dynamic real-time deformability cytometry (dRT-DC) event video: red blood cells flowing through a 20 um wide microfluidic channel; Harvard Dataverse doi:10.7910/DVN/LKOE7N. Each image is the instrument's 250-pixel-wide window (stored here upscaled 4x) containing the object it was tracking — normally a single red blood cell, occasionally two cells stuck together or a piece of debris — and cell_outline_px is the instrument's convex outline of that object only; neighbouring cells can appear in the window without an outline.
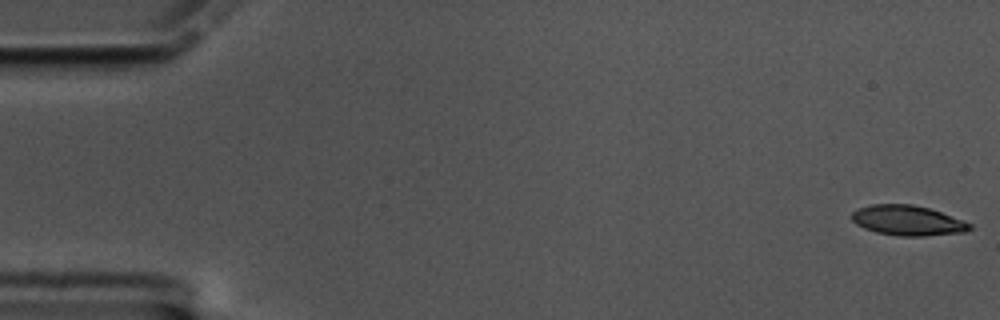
{"species": "common noctule bat (a hibernating species)", "species_latin": "Nyctalus noctula", "temperature_condition": "cold", "stored_images_in_passage": 59, "camera_frame_rate_fps": 3000, "um_per_image_px": 0.085, "animal": {"sex": "male", "body_mass_g": 17.5, "forearm_length_mm": 52.3}, "frame": {"image": 1, "passage_image": 1, "time_ms": 0.0, "image_size_px": [1000, 320], "cell_outline_px": [[972, 228], [964, 232], [924, 236], [900, 236], [876, 232], [864, 228], [856, 224], [852, 220], [852, 212], [856, 208], [872, 204], [912, 204], [928, 208], [940, 212], [972, 224]], "centroid_in_image_um": [77.11, 18.74], "position_along_channel_um": 7.9, "area_um2": 20.58}}
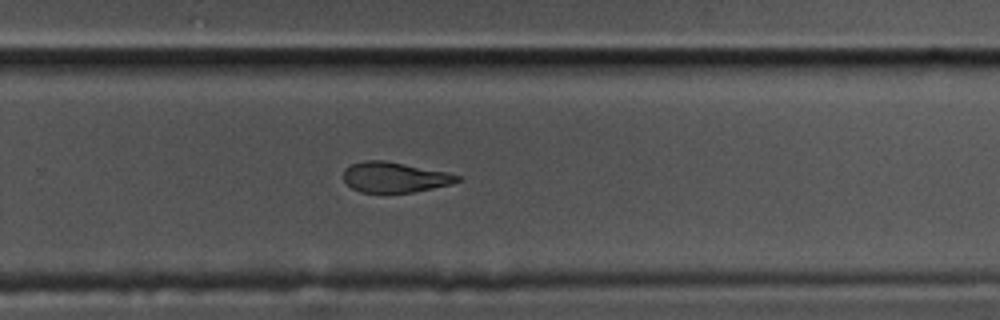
{"frame": {"image": 2, "passage_image": 39, "time_ms": 12.667, "image_size_px": [1000, 320], "cell_outline_px": [[460, 180], [452, 184], [412, 192], [360, 192], [352, 188], [344, 180], [344, 168], [352, 164], [364, 160], [384, 160], [448, 172], [460, 176]], "centroid_in_image_um": [33.54, 15.05], "position_along_channel_um": 296.3, "area_um2": 20.0}}
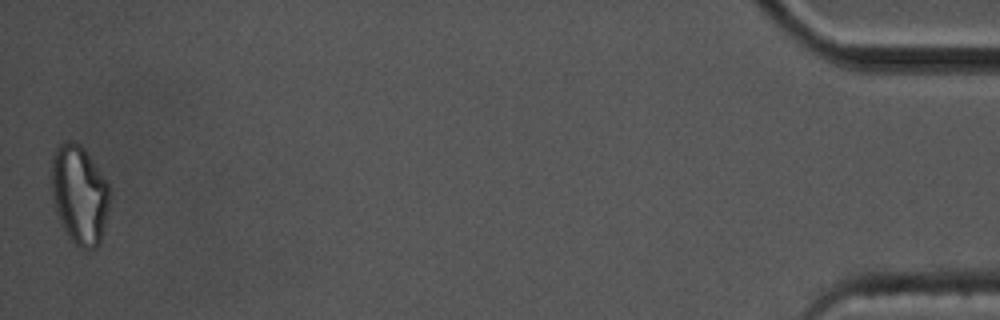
{"frame": {"image": 3, "passage_image": 59, "time_ms": 19.333, "image_size_px": [1000, 320], "cell_outline_px": [[108, 204], [100, 244], [96, 248], [88, 252], [80, 248], [68, 236], [56, 212], [52, 192], [52, 156], [56, 148], [64, 140], [72, 140], [80, 144], [84, 148], [108, 184]], "centroid_in_image_um": [6.73, 16.55], "position_along_channel_um": 428.5, "area_um2": 33.18}, "authors_computed_cell_mechanics": {"area_um2": 21.7328, "velocity_mm_per_s": 3.3758, "shape_relaxation_time_tau1_ms": 9.2762, "shape_relaxation_time_tau2_ms": 5.2653, "deformation_change_tau1": 0.1941, "deformation_change_tau2": 0.1375}}